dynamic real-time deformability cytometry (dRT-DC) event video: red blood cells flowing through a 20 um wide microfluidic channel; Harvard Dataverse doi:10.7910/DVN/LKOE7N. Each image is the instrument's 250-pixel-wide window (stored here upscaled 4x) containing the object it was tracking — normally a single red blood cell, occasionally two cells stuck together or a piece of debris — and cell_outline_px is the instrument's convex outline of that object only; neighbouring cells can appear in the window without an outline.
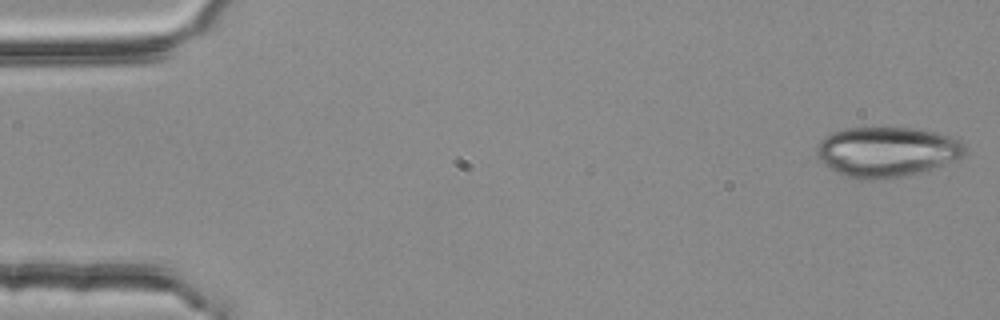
{"species": "common noctule bat (a hibernating species)", "species_latin": "Nyctalus noctula", "temperature_condition": "room temperature", "stored_images_in_passage": 53, "camera_frame_rate_fps": 3000, "um_per_image_px": 0.085, "animal": {"sex": "female", "body_mass_g": 25.1}, "frame": {"image": 1, "passage_image": 1, "time_ms": 0.0, "image_size_px": [1000, 320], "cell_outline_px": [[964, 156], [956, 160], [908, 176], [872, 180], [860, 180], [836, 172], [824, 164], [816, 156], [816, 148], [820, 140], [824, 136], [832, 132], [848, 128], [916, 128], [936, 132], [952, 136], [960, 140], [964, 144]], "centroid_in_image_um": [75.37, 12.9], "position_along_channel_um": 9.6, "area_um2": 43.47}}
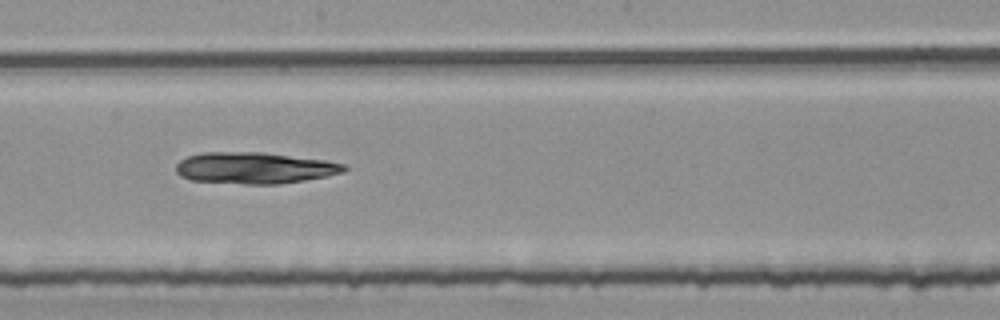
{"frame": {"image": 2, "passage_image": 29, "time_ms": 9.333, "image_size_px": [1000, 320], "cell_outline_px": [[348, 168], [344, 172], [304, 180], [280, 184], [244, 184], [188, 180], [180, 176], [176, 172], [176, 164], [180, 160], [188, 156], [204, 152], [260, 152], [324, 160], [344, 164]], "centroid_in_image_um": [21.58, 14.28], "position_along_channel_um": 226.6, "area_um2": 30.69}}
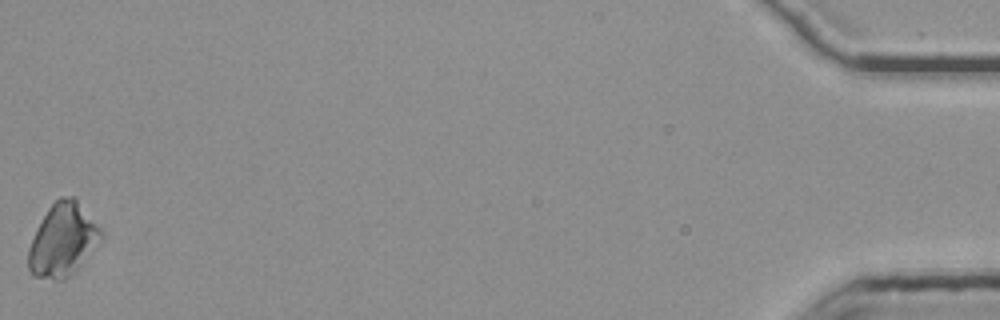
{"frame": {"image": 3, "passage_image": 53, "time_ms": 17.333, "image_size_px": [1000, 320], "cell_outline_px": [[104, 236], [80, 264], [64, 280], [52, 280], [32, 276], [28, 268], [28, 248], [36, 228], [48, 208], [60, 196], [76, 196], [104, 232]], "centroid_in_image_um": [5.33, 20.36], "position_along_channel_um": 429.9, "area_um2": 30.98}}